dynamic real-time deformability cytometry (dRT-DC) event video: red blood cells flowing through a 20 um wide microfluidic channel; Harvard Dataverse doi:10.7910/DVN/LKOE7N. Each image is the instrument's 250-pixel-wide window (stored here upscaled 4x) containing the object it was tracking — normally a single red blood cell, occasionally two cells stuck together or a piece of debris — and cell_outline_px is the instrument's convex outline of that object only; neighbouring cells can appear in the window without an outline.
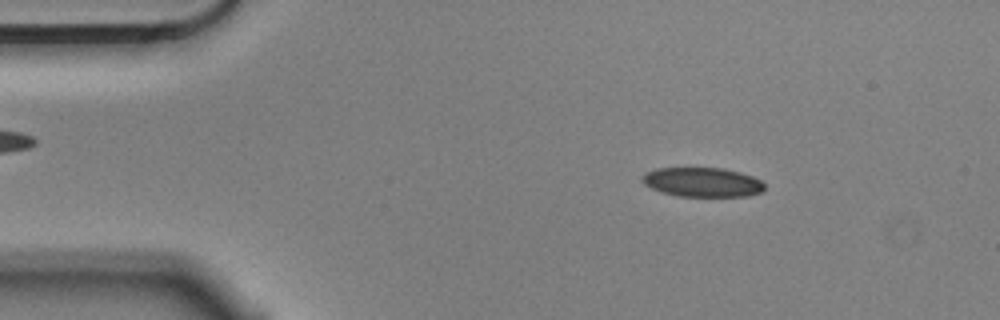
{"species": "Egyptian fruit bat (a non-hibernating species)", "species_latin": "Rousettus aegyptiacus", "temperature_condition": "cold", "stored_images_in_passage": 3, "camera_frame_rate_fps": 3000, "um_per_image_px": 0.085, "animal": {"sex": "male"}, "frame": {"image": 1, "passage_image": 1, "time_ms": 0.0, "image_size_px": [1000, 320], "cell_outline_px": [[764, 192], [748, 196], [676, 196], [660, 192], [644, 184], [640, 180], [640, 176], [644, 172], [656, 168], [724, 168], [740, 172], [752, 176], [760, 180], [764, 184]], "centroid_in_image_um": [59.67, 15.48], "position_along_channel_um": 25.3, "area_um2": 21.21}}